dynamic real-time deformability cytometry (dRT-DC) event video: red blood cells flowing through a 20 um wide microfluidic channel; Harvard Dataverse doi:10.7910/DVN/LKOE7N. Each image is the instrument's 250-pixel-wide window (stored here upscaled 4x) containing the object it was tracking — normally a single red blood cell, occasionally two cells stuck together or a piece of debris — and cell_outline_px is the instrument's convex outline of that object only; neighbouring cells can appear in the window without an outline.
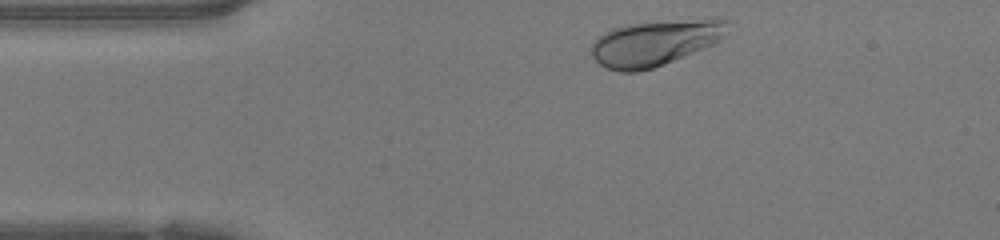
{"species": "human", "species_latin": "Homo sapiens", "temperature_condition": "warm", "stored_images_in_passage": 33, "camera_frame_rate_fps": 3000, "um_per_image_px": 0.085, "donor": {"sex": "female"}, "frame": {"image": 1, "passage_image": 1, "time_ms": 0.0, "image_size_px": [1000, 240], "cell_outline_px": [[728, 20], [724, 36], [720, 40], [704, 48], [664, 64], [652, 68], [636, 72], [620, 72], [608, 68], [600, 64], [592, 56], [592, 44], [596, 36], [612, 28], [624, 24], [708, 16], [720, 16]], "centroid_in_image_um": [55.72, 3.58], "position_along_channel_um": 29.3, "area_um2": 36.99}}
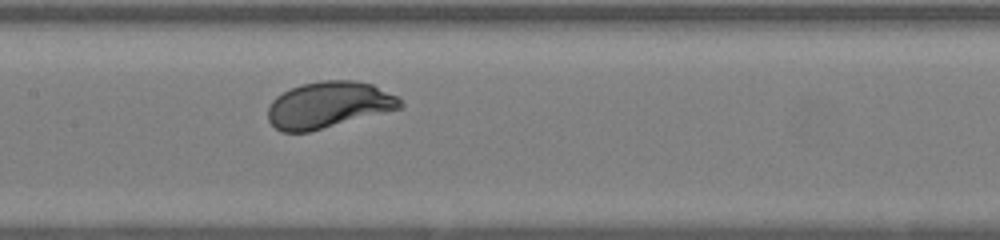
{"frame": {"image": 2, "passage_image": 15, "time_ms": 4.667, "image_size_px": [1000, 240], "cell_outline_px": [[404, 104], [400, 108], [308, 132], [280, 132], [268, 120], [268, 108], [272, 100], [276, 96], [300, 84], [320, 80], [356, 80], [372, 84], [396, 96]], "centroid_in_image_um": [27.9, 8.9], "position_along_channel_um": 179.5, "area_um2": 35.49}}
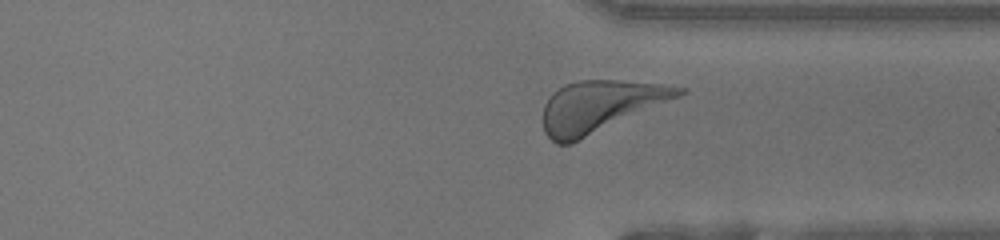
{"frame": {"image": 3, "passage_image": 28, "time_ms": 9.0, "image_size_px": [1000, 240], "cell_outline_px": [[688, 92], [680, 96], [572, 144], [556, 144], [544, 132], [544, 104], [552, 92], [564, 84], [580, 80], [620, 80], [660, 84], [688, 88]], "centroid_in_image_um": [51.0, 9.04], "position_along_channel_um": 360.4, "area_um2": 40.69}, "authors_computed_cell_mechanics": {"area_um2": 36.0094, "velocity_mm_per_s": 4.1823, "shape_relaxation_time_tau1_ms": 1.5761, "shape_relaxation_time_tau2_ms": null, "deformation_change_tau1": 0.1307, "deformation_change_tau2": null}}